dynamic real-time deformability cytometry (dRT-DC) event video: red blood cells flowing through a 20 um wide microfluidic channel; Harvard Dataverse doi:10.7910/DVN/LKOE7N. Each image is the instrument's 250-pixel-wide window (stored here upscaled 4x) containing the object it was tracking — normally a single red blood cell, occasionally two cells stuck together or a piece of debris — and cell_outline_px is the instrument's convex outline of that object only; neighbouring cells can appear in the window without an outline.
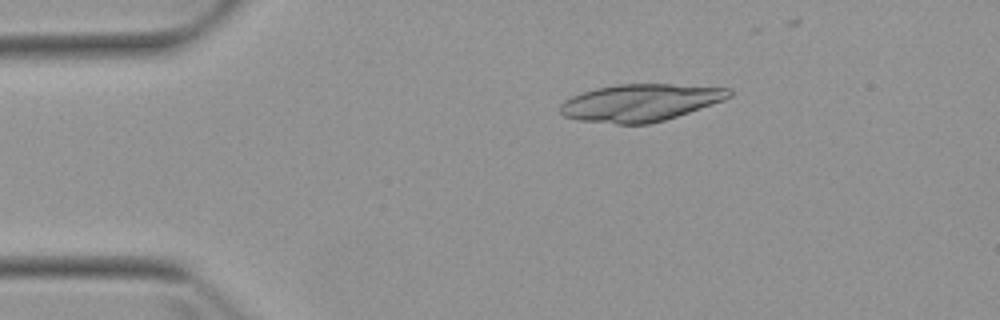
{"species": "Egyptian fruit bat (a non-hibernating species)", "species_latin": "Rousettus aegyptiacus", "temperature_condition": "warm", "stored_images_in_passage": 5, "camera_frame_rate_fps": 3000, "um_per_image_px": 0.085, "animal": {"sex": "female"}, "frame": {"image": 1, "passage_image": 5, "time_ms": 5.667, "image_size_px": [1000, 320], "cell_outline_px": [[732, 96], [724, 100], [664, 120], [648, 124], [616, 124], [580, 120], [564, 116], [560, 112], [560, 104], [564, 100], [572, 96], [596, 88], [616, 84], [672, 84], [732, 88]], "centroid_in_image_um": [54.43, 8.72], "position_along_channel_um": 30.6, "area_um2": 36.53}}